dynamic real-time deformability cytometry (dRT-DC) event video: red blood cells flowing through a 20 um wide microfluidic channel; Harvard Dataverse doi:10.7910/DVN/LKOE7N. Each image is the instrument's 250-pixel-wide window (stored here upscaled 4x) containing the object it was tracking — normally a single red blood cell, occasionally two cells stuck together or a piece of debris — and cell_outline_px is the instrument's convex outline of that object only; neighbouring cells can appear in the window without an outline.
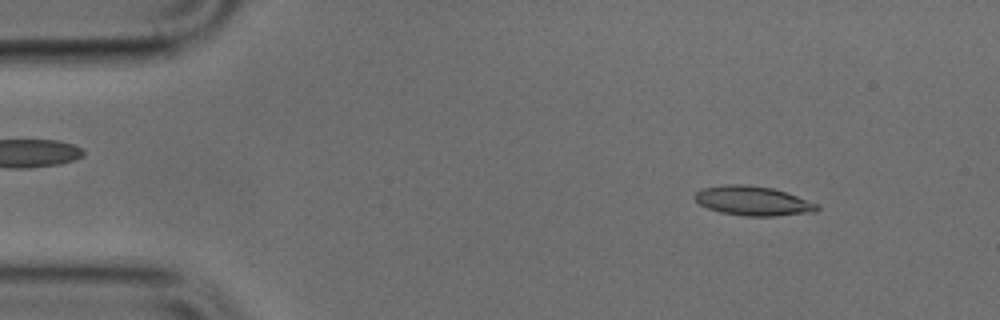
{"species": "common noctule bat (a hibernating species)", "species_latin": "Nyctalus noctula", "temperature_condition": "cold", "stored_images_in_passage": 47, "camera_frame_rate_fps": 3000, "um_per_image_px": 0.085, "animal": {"sex": "male", "body_mass_g": 17.9, "forearm_length_mm": 54.2}, "frame": {"image": 1, "passage_image": 4, "time_ms": 1.0, "image_size_px": [1000, 320], "cell_outline_px": [[820, 208], [816, 212], [776, 216], [744, 216], [720, 212], [708, 208], [700, 204], [692, 196], [696, 192], [704, 188], [724, 184], [748, 184], [772, 188], [820, 204]], "centroid_in_image_um": [64.01, 17.08], "position_along_channel_um": 21.0, "area_um2": 21.04}}
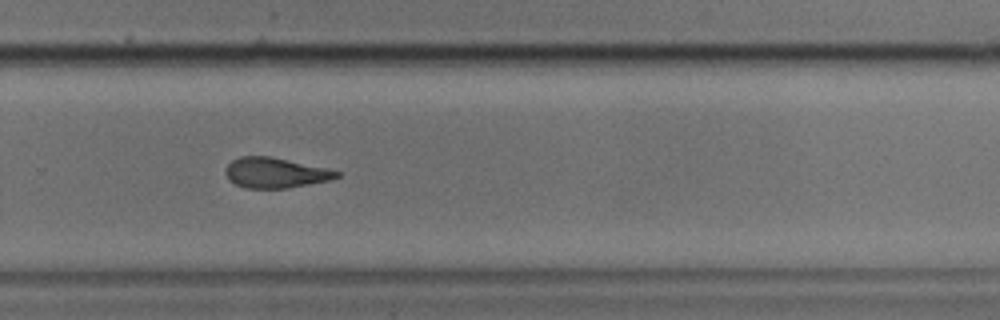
{"frame": {"image": 2, "passage_image": 31, "time_ms": 10.0, "image_size_px": [1000, 320], "cell_outline_px": [[340, 176], [332, 180], [288, 188], [244, 188], [228, 180], [224, 172], [224, 168], [232, 160], [240, 156], [268, 156], [324, 168], [340, 172]], "centroid_in_image_um": [23.35, 14.7], "position_along_channel_um": 306.4, "area_um2": 19.54}}
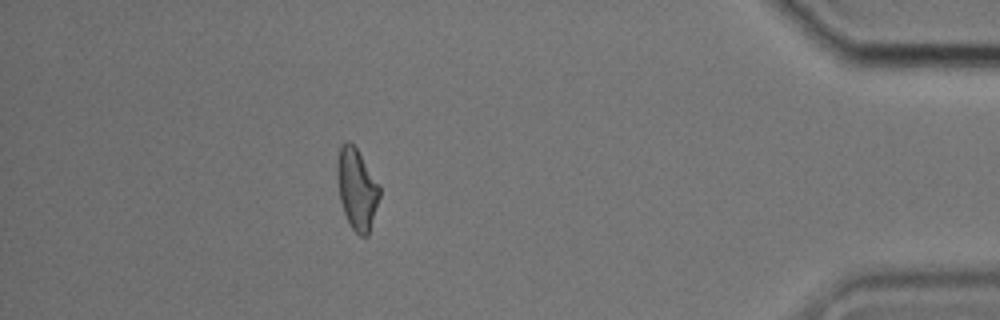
{"frame": {"image": 3, "passage_image": 42, "time_ms": 13.667, "image_size_px": [1000, 320], "cell_outline_px": [[380, 196], [368, 236], [360, 236], [352, 228], [344, 212], [340, 200], [336, 172], [336, 160], [340, 148], [348, 140], [356, 148], [380, 184]], "centroid_in_image_um": [30.34, 16.06], "position_along_channel_um": 404.9, "area_um2": 19.94}}